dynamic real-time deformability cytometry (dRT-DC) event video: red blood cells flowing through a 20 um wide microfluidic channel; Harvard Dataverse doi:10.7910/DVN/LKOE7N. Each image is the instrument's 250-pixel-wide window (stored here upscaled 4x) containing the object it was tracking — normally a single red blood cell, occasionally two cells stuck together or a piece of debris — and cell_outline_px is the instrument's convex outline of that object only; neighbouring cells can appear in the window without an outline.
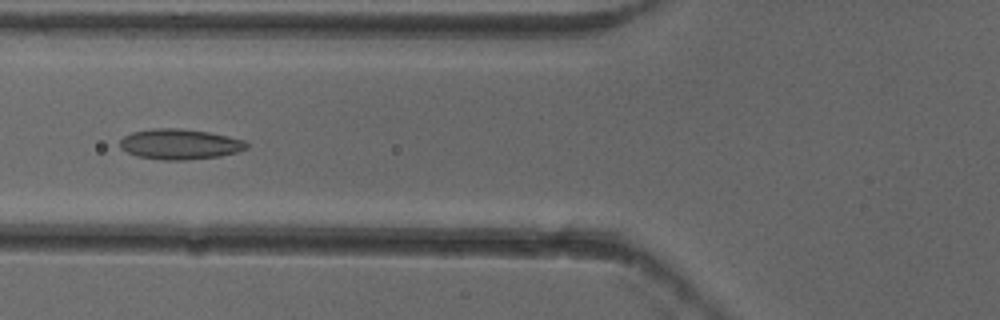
{"species": "common noctule bat (a hibernating species)", "species_latin": "Nyctalus noctula", "temperature_condition": "cold", "stored_images_in_passage": 6, "camera_frame_rate_fps": 3000, "um_per_image_px": 0.085, "animal": {"sex": "female"}, "frame": {"image": 1, "passage_image": 6, "time_ms": 1.667, "image_size_px": [1000, 320], "cell_outline_px": [[248, 148], [236, 152], [220, 156], [184, 160], [160, 160], [136, 156], [120, 148], [120, 140], [124, 136], [132, 132], [152, 128], [180, 128], [208, 132], [228, 136], [244, 140], [248, 144]], "centroid_in_image_um": [15.27, 12.25], "position_along_channel_um": 110.5, "area_um2": 22.48}}